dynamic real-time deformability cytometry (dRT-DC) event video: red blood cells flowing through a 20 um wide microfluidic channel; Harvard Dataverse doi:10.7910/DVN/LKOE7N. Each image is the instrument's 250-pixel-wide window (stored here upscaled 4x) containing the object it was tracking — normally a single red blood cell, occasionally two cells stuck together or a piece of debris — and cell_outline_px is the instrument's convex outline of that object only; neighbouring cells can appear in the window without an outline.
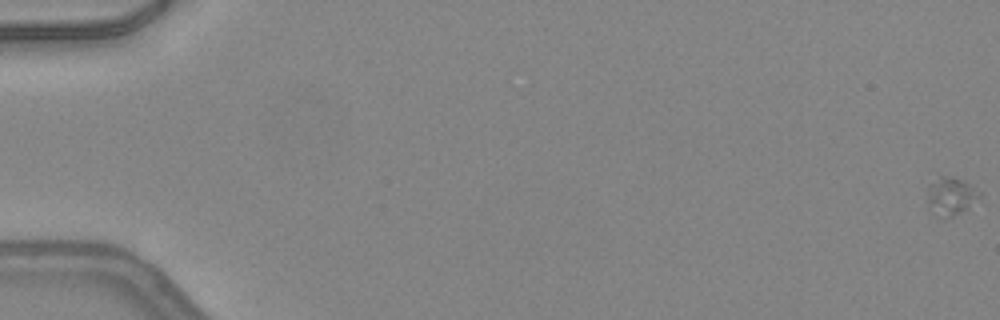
{"species": "common noctule bat (a hibernating species)", "species_latin": "Nyctalus noctula", "temperature_condition": "warm", "stored_images_in_passage": 53, "camera_frame_rate_fps": 3000, "um_per_image_px": 0.085, "animal": {"sex": "female", "body_mass_g": 24.6, "forearm_length_mm": 56.2}, "frame": {"image": 1, "passage_image": 1, "time_ms": 0.0, "image_size_px": [1000, 320], "cell_outline_px": [[980, 196], [968, 208], [944, 220], [940, 220], [932, 216], [928, 208], [928, 184], [940, 176], [952, 176], [968, 184], [980, 192]], "centroid_in_image_um": [80.74, 16.74], "position_along_channel_um": 4.3, "area_um2": 11.73}}
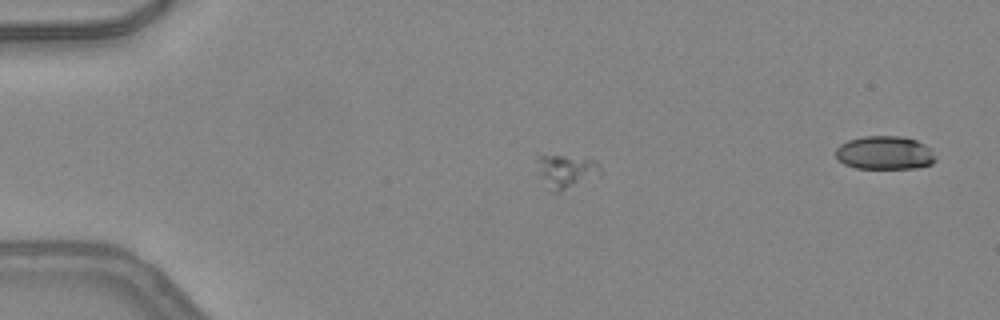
{"frame": {"image": 2, "passage_image": 14, "time_ms": 4.333, "image_size_px": [1000, 320], "cell_outline_px": [[604, 172], [600, 176], [556, 192], [552, 192], [536, 160], [540, 156], [560, 156], [596, 160]], "centroid_in_image_um": [48.26, 14.54], "position_along_channel_um": 36.7, "area_um2": 11.62}}
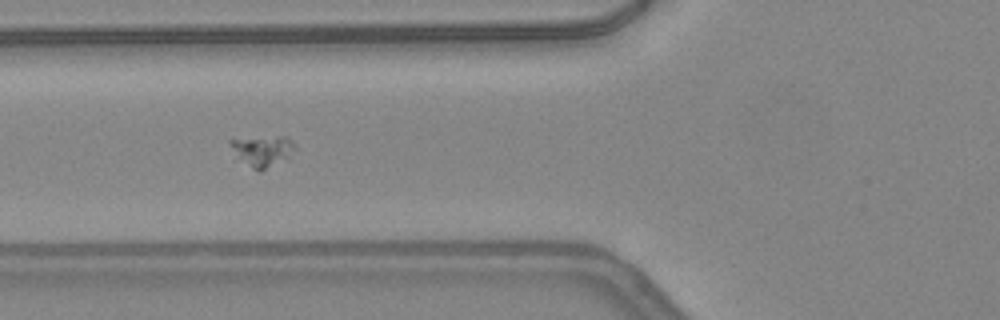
{"frame": {"image": 3, "passage_image": 22, "time_ms": 7.0, "image_size_px": [1000, 320], "cell_outline_px": [[296, 148], [288, 160], [260, 172], [252, 168], [228, 144], [228, 140], [276, 136], [284, 136], [296, 144]], "centroid_in_image_um": [22.42, 12.83], "position_along_channel_um": 103.4, "area_um2": 11.5}}